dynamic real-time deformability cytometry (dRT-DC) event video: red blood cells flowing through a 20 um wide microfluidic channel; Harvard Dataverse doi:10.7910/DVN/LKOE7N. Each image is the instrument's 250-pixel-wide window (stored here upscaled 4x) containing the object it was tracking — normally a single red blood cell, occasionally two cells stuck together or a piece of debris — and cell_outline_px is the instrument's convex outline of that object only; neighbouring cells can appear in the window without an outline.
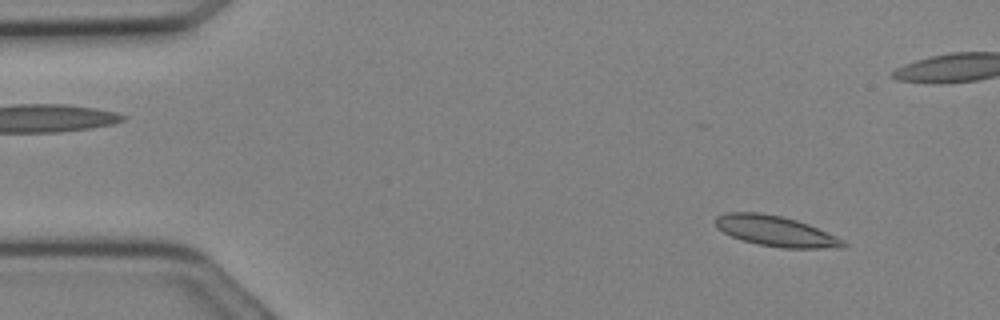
{"species": "Egyptian fruit bat (a non-hibernating species)", "species_latin": "Rousettus aegyptiacus", "temperature_condition": "cold", "stored_images_in_passage": 8, "camera_frame_rate_fps": 3000, "um_per_image_px": 0.085, "animal": {"sex": "female"}, "frame": {"image": 1, "passage_image": 3, "time_ms": 0.667, "image_size_px": [1000, 320], "cell_outline_px": [[848, 244], [844, 248], [784, 248], [760, 244], [744, 240], [732, 236], [716, 228], [716, 216], [724, 212], [760, 212], [780, 216], [796, 220], [808, 224], [836, 236], [844, 240]], "centroid_in_image_um": [65.95, 19.64], "position_along_channel_um": 19.0, "area_um2": 22.54}}